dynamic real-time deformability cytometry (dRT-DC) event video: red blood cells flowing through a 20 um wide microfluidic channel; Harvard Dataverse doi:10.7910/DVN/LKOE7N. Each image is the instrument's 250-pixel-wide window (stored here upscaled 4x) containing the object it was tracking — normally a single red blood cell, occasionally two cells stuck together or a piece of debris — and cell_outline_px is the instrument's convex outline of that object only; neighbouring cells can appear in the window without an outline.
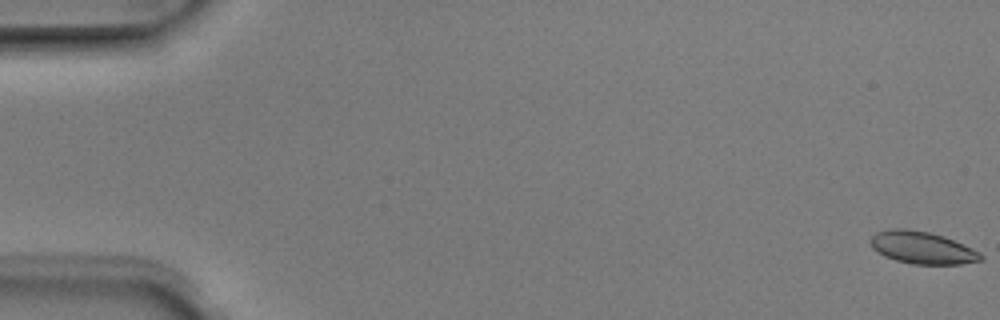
{"species": "Egyptian fruit bat (a non-hibernating species)", "species_latin": "Rousettus aegyptiacus", "temperature_condition": "room temperature", "stored_images_in_passage": 5, "camera_frame_rate_fps": 3000, "um_per_image_px": 0.085, "animal": {"sex": "male"}, "frame": {"image": 1, "passage_image": 1, "time_ms": 0.0, "image_size_px": [1000, 320], "cell_outline_px": [[984, 260], [960, 264], [912, 264], [896, 260], [884, 256], [872, 248], [868, 240], [876, 232], [892, 228], [908, 228], [928, 232], [944, 236], [972, 248], [980, 252], [984, 256]], "centroid_in_image_um": [78.38, 21.05], "position_along_channel_um": 6.6, "area_um2": 20.92}}
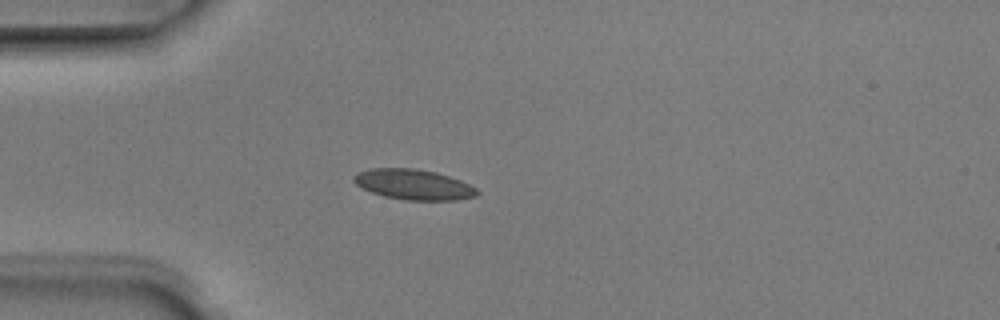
{"frame": {"image": 2, "passage_image": 4, "time_ms": 1.0, "image_size_px": [1000, 320], "cell_outline_px": [[480, 192], [476, 196], [456, 200], [404, 200], [384, 196], [372, 192], [356, 184], [352, 180], [352, 176], [360, 172], [372, 168], [412, 168], [436, 172], [460, 180], [476, 188]], "centroid_in_image_um": [35.16, 15.68], "position_along_channel_um": 49.8, "area_um2": 21.68}}